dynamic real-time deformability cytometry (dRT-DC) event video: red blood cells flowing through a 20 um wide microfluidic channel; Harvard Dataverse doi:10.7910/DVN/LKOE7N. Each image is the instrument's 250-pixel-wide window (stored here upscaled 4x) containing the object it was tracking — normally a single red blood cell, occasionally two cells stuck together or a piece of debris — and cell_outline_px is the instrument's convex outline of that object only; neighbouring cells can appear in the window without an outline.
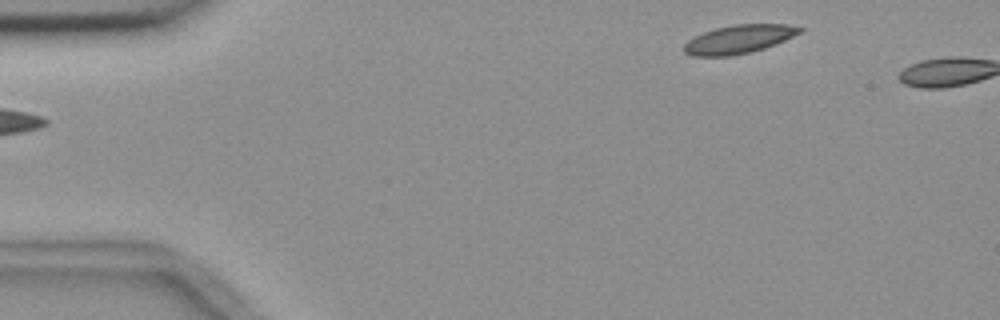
{"species": "common noctule bat (a hibernating species)", "species_latin": "Nyctalus noctula", "temperature_condition": "room temperature", "stored_images_in_passage": 6, "segment_of_instrument_passage": [2, 2], "camera_frame_rate_fps": 3000, "um_per_image_px": 0.085, "animal": {"sex": "female", "body_mass_g": 18.4}, "frame": {"image": 1, "passage_image": 6, "time_ms": 5.667, "image_size_px": [1000, 320], "cell_outline_px": [[804, 28], [800, 32], [784, 40], [764, 48], [748, 52], [728, 56], [692, 56], [684, 52], [680, 48], [688, 40], [704, 32], [716, 28], [732, 24], [788, 24]], "centroid_in_image_um": [62.75, 3.33], "position_along_channel_um": 22.2, "area_um2": 19.07}}